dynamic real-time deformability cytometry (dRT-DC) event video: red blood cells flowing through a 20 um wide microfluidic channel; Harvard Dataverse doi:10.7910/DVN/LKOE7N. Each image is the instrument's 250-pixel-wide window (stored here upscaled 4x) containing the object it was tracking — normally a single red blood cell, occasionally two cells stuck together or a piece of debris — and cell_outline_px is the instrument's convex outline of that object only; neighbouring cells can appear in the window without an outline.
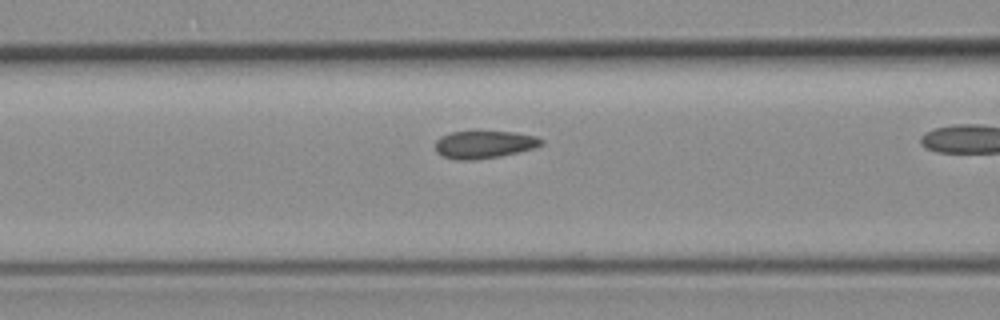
{"species": "common noctule bat (a hibernating species)", "species_latin": "Nyctalus noctula", "temperature_condition": "room temperature", "stored_images_in_passage": 34, "camera_frame_rate_fps": 3000, "um_per_image_px": 0.085, "animal": {"sex": "female", "body_mass_g": 19.3, "forearm_length_mm": 54.1}, "frame": {"image": 1, "passage_image": 15, "time_ms": 4.667, "image_size_px": [1000, 320], "cell_outline_px": [[544, 144], [532, 148], [500, 156], [472, 160], [456, 160], [444, 156], [436, 152], [436, 140], [440, 136], [452, 132], [516, 132], [536, 136], [544, 140]], "centroid_in_image_um": [41.15, 12.28], "position_along_channel_um": 125.4, "area_um2": 16.88}}